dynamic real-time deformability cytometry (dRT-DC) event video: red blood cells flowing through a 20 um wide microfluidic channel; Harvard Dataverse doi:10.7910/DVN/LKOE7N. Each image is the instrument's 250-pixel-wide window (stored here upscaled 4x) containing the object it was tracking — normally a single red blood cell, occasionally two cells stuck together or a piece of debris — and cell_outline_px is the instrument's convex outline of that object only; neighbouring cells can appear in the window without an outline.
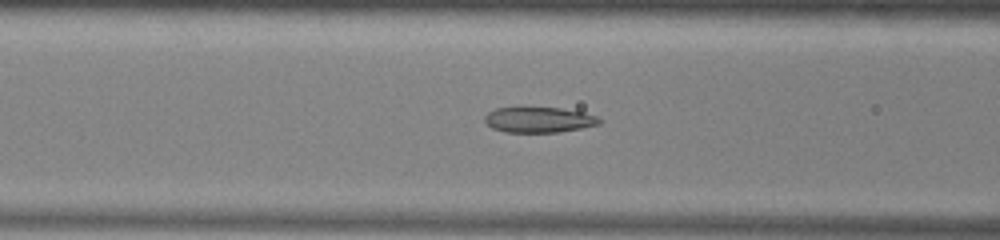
{"species": "common noctule bat (a hibernating species)", "species_latin": "Nyctalus noctula", "temperature_condition": "warm", "stored_images_in_passage": 38, "camera_frame_rate_fps": 3000, "um_per_image_px": 0.085, "animal": {"sex": "male", "body_mass_g": 13.0, "forearm_length_mm": 53.1}, "frame": {"image": 1, "passage_image": 7, "time_ms": 2.0, "image_size_px": [1000, 240], "cell_outline_px": [[604, 120], [600, 124], [560, 132], [504, 132], [492, 128], [484, 120], [484, 116], [488, 112], [496, 108], [560, 108], [584, 112], [596, 116]], "centroid_in_image_um": [45.82, 10.18], "position_along_channel_um": 120.8, "area_um2": 16.99}}
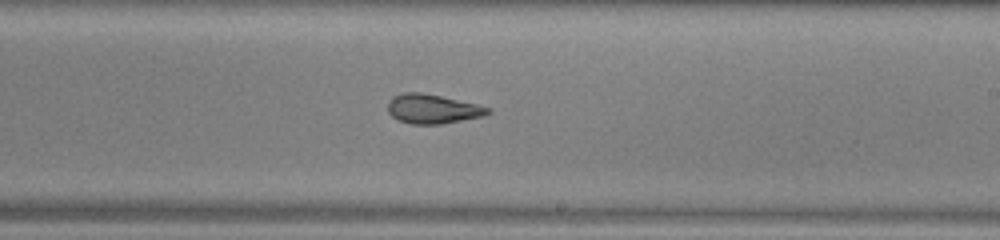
{"frame": {"image": 2, "passage_image": 17, "time_ms": 5.333, "image_size_px": [1000, 240], "cell_outline_px": [[492, 112], [484, 116], [440, 124], [412, 124], [400, 120], [392, 116], [388, 112], [388, 100], [392, 96], [404, 92], [420, 92], [440, 96], [476, 104], [492, 108]], "centroid_in_image_um": [36.77, 9.25], "position_along_channel_um": 252.2, "area_um2": 17.05}}
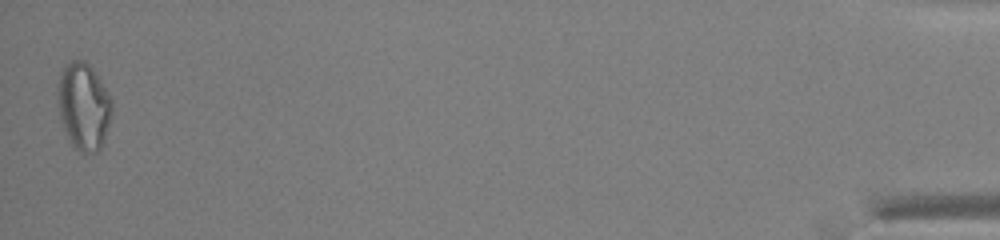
{"frame": {"image": 3, "passage_image": 38, "time_ms": 12.333, "image_size_px": [1000, 240], "cell_outline_px": [[112, 116], [104, 140], [100, 148], [96, 152], [80, 152], [72, 144], [64, 128], [56, 104], [56, 92], [60, 76], [64, 64], [72, 60], [84, 60], [92, 68], [100, 80], [112, 100]], "centroid_in_image_um": [7.1, 9.01], "position_along_channel_um": 428.1, "area_um2": 27.57}, "authors_computed_cell_mechanics": {"area_um2": 17.9758, "velocity_mm_per_s": 3.9475, "shape_relaxation_time_tau1_ms": null, "shape_relaxation_time_tau2_ms": 2.328, "deformation_change_tau1": null, "deformation_change_tau2": 0.1058}}